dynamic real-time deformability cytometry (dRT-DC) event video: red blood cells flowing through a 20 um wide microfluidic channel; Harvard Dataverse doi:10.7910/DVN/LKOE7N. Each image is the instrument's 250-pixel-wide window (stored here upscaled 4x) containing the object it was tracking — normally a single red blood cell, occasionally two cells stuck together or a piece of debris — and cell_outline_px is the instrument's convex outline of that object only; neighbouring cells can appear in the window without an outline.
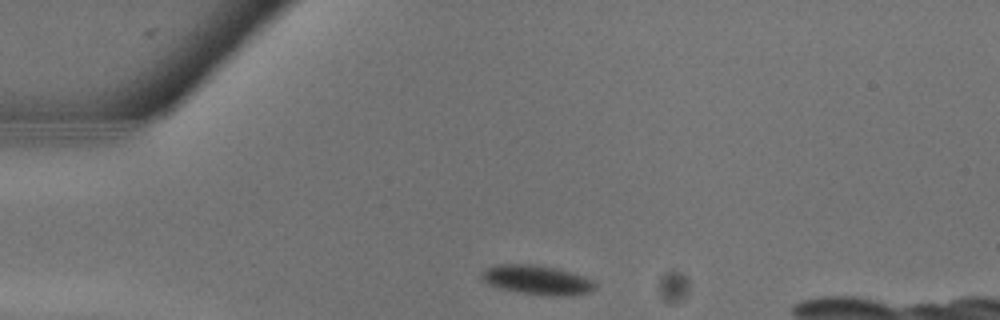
{"species": "common noctule bat (a hibernating species)", "species_latin": "Nyctalus noctula", "temperature_condition": "warm", "stored_images_in_passage": 8, "camera_frame_rate_fps": 3000, "um_per_image_px": 0.085, "animal": {"sex": "male", "body_mass_g": 13.3}, "frame": {"image": 1, "passage_image": 1, "time_ms": 0.0, "image_size_px": [1000, 320], "cell_outline_px": [[596, 288], [588, 292], [520, 292], [488, 284], [480, 276], [480, 272], [484, 268], [496, 264], [540, 264], [572, 272], [592, 280], [596, 284]], "centroid_in_image_um": [45.53, 23.69], "position_along_channel_um": 39.5, "area_um2": 18.21}}
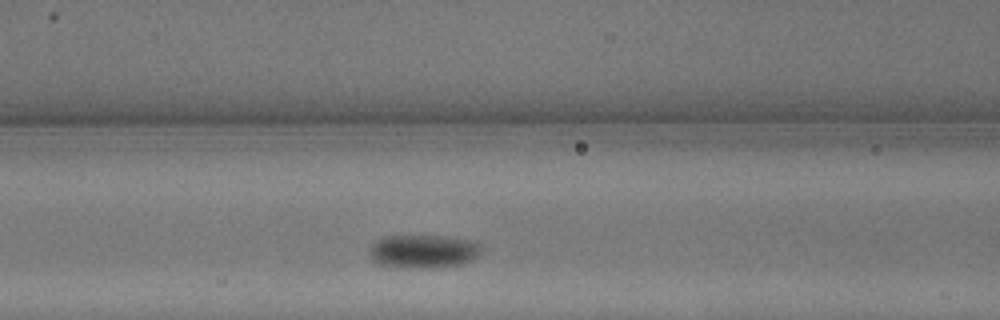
{"frame": {"image": 2, "passage_image": 6, "time_ms": 1.667, "image_size_px": [1000, 320], "cell_outline_px": [[484, 248], [472, 260], [464, 264], [432, 268], [408, 268], [380, 264], [372, 260], [368, 252], [368, 248], [376, 240], [384, 236], [448, 236], [476, 240], [484, 244]], "centroid_in_image_um": [36.04, 21.35], "position_along_channel_um": 130.6, "area_um2": 22.37}}
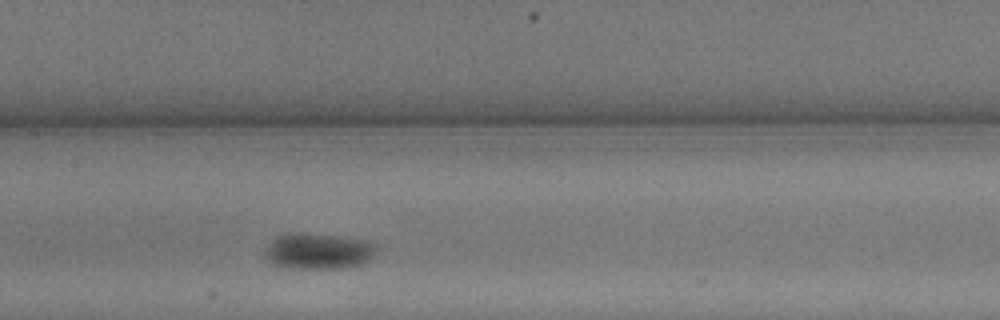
{"frame": {"image": 3, "passage_image": 8, "time_ms": 2.333, "image_size_px": [1000, 320], "cell_outline_px": [[376, 252], [368, 260], [360, 264], [348, 268], [292, 268], [276, 264], [264, 256], [264, 252], [268, 244], [276, 236], [300, 232], [336, 236], [364, 240], [376, 244]], "centroid_in_image_um": [27.06, 21.34], "position_along_channel_um": 180.3, "area_um2": 23.12}}